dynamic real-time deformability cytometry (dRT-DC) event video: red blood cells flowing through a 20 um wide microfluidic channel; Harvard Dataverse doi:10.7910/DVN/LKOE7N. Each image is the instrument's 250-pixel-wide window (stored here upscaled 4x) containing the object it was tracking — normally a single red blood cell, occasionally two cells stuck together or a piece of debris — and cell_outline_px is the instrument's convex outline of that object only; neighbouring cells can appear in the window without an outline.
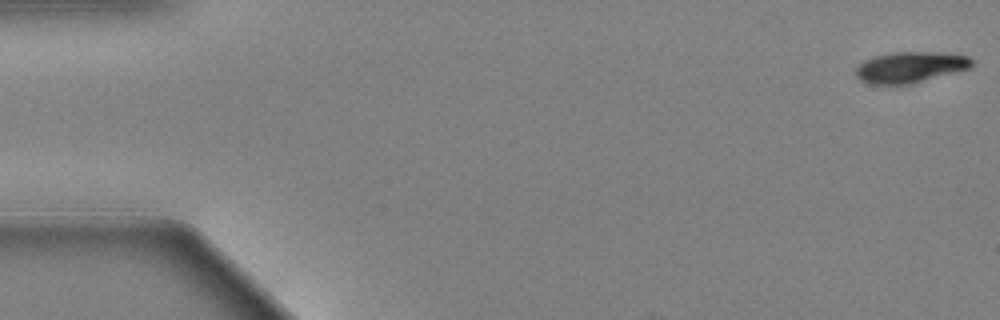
{"species": "Egyptian fruit bat (a non-hibernating species)", "species_latin": "Rousettus aegyptiacus", "temperature_condition": "warm", "stored_images_in_passage": 62, "camera_frame_rate_fps": 3000, "um_per_image_px": 0.085, "animal": {"sex": "female"}, "frame": {"image": 1, "passage_image": 1, "time_ms": 0.0, "image_size_px": [1000, 320], "cell_outline_px": [[972, 64], [968, 68], [912, 84], [868, 84], [860, 80], [856, 76], [856, 68], [864, 60], [872, 56], [892, 52], [936, 52], [968, 56], [972, 60]], "centroid_in_image_um": [77.31, 5.71], "position_along_channel_um": 7.7, "area_um2": 20.81}}
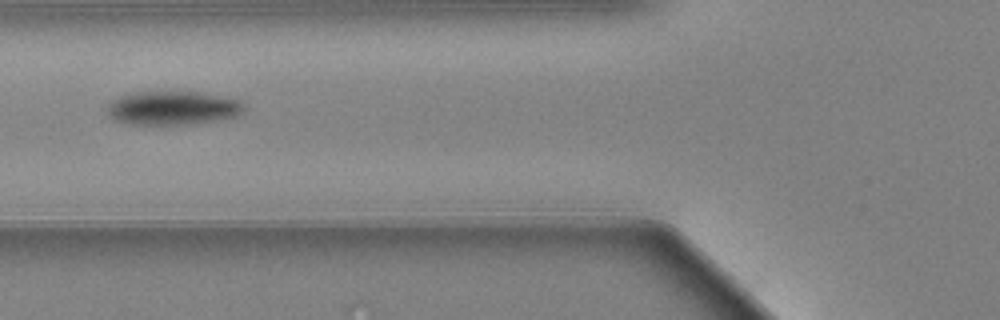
{"frame": {"image": 2, "passage_image": 24, "time_ms": 7.667, "image_size_px": [1000, 320], "cell_outline_px": [[244, 112], [236, 116], [188, 124], [128, 124], [112, 120], [108, 112], [108, 104], [112, 100], [120, 96], [132, 92], [200, 92], [240, 100], [244, 104]], "centroid_in_image_um": [14.65, 9.17], "position_along_channel_um": 111.2, "area_um2": 26.76}}
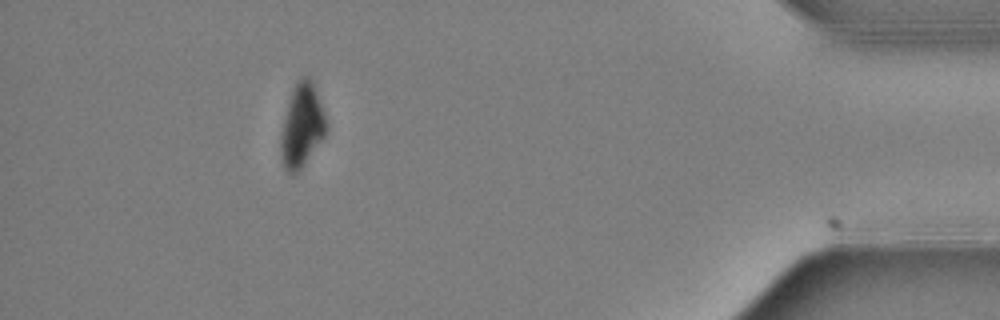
{"frame": {"image": 3, "passage_image": 56, "time_ms": 18.333, "image_size_px": [1000, 320], "cell_outline_px": [[328, 128], [324, 136], [304, 164], [296, 172], [288, 172], [284, 168], [280, 152], [280, 136], [288, 104], [292, 92], [296, 84], [304, 76], [308, 76], [312, 80], [316, 88], [328, 124]], "centroid_in_image_um": [25.68, 10.67], "position_along_channel_um": 409.5, "area_um2": 21.68}, "authors_computed_cell_mechanics": {"area_um2": 24.8251, "velocity_mm_per_s": 3.3166, "shape_relaxation_time_tau1_ms": 3.4299, "shape_relaxation_time_tau2_ms": null, "deformation_change_tau1": 0.1582, "deformation_change_tau2": null}}